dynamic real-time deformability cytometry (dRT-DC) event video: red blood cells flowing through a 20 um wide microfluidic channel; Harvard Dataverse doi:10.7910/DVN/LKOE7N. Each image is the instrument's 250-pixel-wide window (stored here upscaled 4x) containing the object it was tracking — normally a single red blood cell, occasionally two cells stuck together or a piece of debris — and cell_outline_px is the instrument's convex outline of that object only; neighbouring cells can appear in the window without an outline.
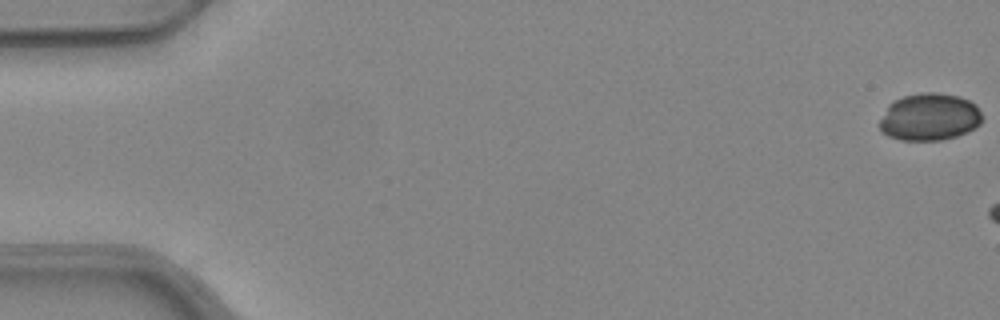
{"species": "common noctule bat (a hibernating species)", "species_latin": "Nyctalus noctula", "temperature_condition": "warm", "stored_images_in_passage": 6, "camera_frame_rate_fps": 3000, "um_per_image_px": 0.085, "animal": {"sex": "female", "body_mass_g": 24.6, "forearm_length_mm": 56.2}, "frame": {"image": 1, "passage_image": 1, "time_ms": 0.0, "image_size_px": [1000, 320], "cell_outline_px": [[984, 120], [976, 128], [968, 132], [956, 136], [940, 140], [900, 140], [888, 136], [880, 132], [880, 120], [888, 104], [904, 96], [920, 92], [936, 92], [960, 96], [976, 104], [984, 116]], "centroid_in_image_um": [79.04, 9.94], "position_along_channel_um": 6.0, "area_um2": 28.67}}